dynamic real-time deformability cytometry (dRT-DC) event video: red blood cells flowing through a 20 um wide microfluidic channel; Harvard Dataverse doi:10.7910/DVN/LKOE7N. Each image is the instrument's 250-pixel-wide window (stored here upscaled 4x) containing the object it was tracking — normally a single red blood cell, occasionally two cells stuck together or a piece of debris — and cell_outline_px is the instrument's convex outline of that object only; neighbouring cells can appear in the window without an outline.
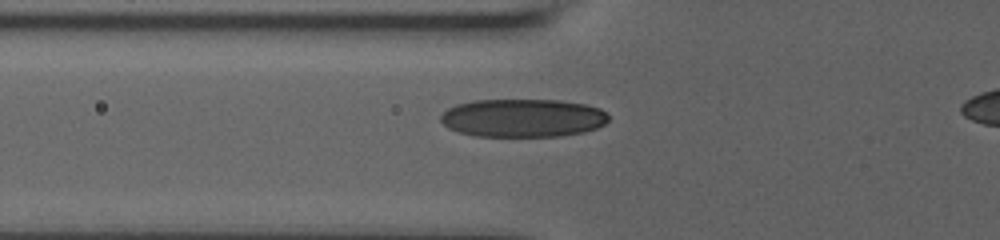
{"species": "human", "species_latin": "Homo sapiens", "temperature_condition": "room temperature", "stored_images_in_passage": 10, "camera_frame_rate_fps": 3000, "um_per_image_px": 0.085, "donor": {"sex": "male"}, "frame": {"image": 1, "passage_image": 5, "time_ms": 2.333, "image_size_px": [1000, 240], "cell_outline_px": [[608, 120], [604, 124], [596, 128], [584, 132], [560, 136], [476, 136], [460, 132], [448, 128], [440, 120], [440, 116], [448, 108], [456, 104], [472, 100], [560, 100], [584, 104], [600, 108], [608, 116]], "centroid_in_image_um": [44.43, 10.02], "position_along_channel_um": 81.4, "area_um2": 37.4}}
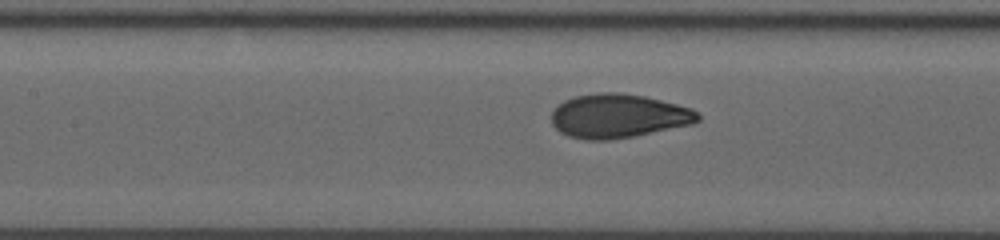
{"frame": {"image": 2, "passage_image": 9, "time_ms": 4.333, "image_size_px": [1000, 240], "cell_outline_px": [[700, 120], [692, 124], [632, 136], [608, 140], [588, 140], [568, 136], [560, 132], [552, 124], [552, 112], [556, 104], [572, 96], [596, 92], [620, 92], [644, 96], [692, 108], [700, 116]], "centroid_in_image_um": [52.51, 9.84], "position_along_channel_um": 154.9, "area_um2": 37.57}}